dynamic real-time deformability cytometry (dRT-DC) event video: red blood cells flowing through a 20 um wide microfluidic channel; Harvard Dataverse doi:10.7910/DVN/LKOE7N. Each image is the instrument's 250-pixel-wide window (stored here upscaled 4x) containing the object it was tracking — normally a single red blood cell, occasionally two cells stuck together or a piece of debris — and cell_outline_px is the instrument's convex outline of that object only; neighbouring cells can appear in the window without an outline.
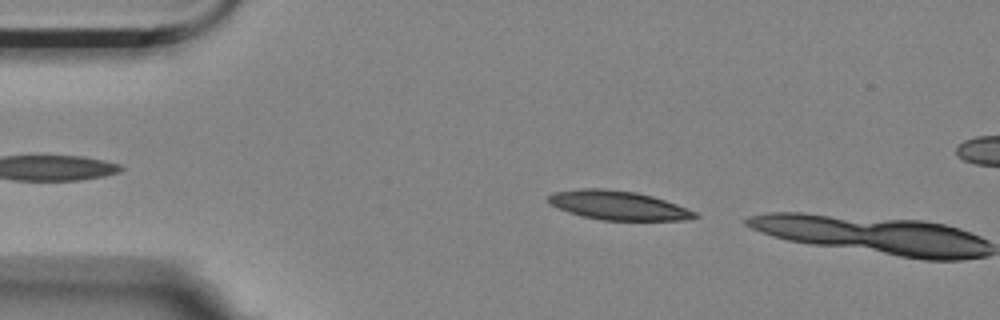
{"species": "Egyptian fruit bat (a non-hibernating species)", "species_latin": "Rousettus aegyptiacus", "temperature_condition": "room temperature", "stored_images_in_passage": 8, "camera_frame_rate_fps": 3000, "um_per_image_px": 0.085, "animal": {"sex": "female"}, "frame": {"image": 1, "passage_image": 3, "time_ms": 0.667, "image_size_px": [1000, 320], "cell_outline_px": [[700, 216], [684, 220], [600, 220], [580, 216], [568, 212], [548, 204], [548, 196], [552, 192], [580, 188], [604, 188], [636, 192], [652, 196], [676, 204], [696, 212]], "centroid_in_image_um": [52.49, 17.45], "position_along_channel_um": 32.5, "area_um2": 24.91}}